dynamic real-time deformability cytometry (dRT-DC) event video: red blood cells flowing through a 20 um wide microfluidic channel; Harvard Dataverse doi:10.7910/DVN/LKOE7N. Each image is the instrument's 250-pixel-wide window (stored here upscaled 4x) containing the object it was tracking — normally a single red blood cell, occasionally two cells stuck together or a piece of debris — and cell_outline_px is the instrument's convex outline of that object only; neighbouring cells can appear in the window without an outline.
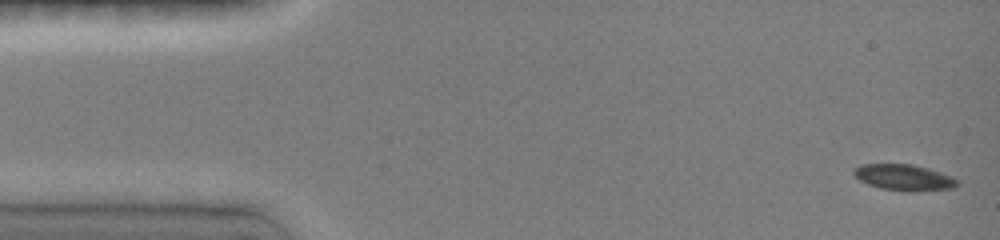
{"species": "common noctule bat (a hibernating species)", "species_latin": "Nyctalus noctula", "temperature_condition": "room temperature", "stored_images_in_passage": 67, "camera_frame_rate_fps": 3000, "um_per_image_px": 0.085, "animal": {"sex": "female", "body_mass_g": 19.0, "forearm_length_mm": 51.5}, "frame": {"image": 1, "passage_image": 3, "time_ms": 0.333, "image_size_px": [1000, 240], "cell_outline_px": [[960, 184], [956, 188], [912, 192], [880, 188], [868, 184], [860, 180], [852, 172], [852, 168], [860, 164], [912, 164], [928, 168], [952, 176]], "centroid_in_image_um": [76.84, 15.08], "position_along_channel_um": 8.2, "area_um2": 15.9}}
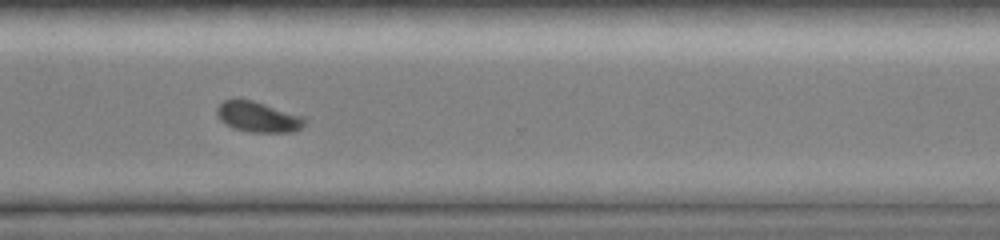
{"frame": {"image": 2, "passage_image": 50, "time_ms": 11.667, "image_size_px": [1000, 240], "cell_outline_px": [[308, 120], [300, 128], [292, 132], [252, 132], [236, 128], [224, 124], [220, 120], [216, 112], [216, 108], [224, 100], [252, 100], [304, 116]], "centroid_in_image_um": [21.96, 9.94], "position_along_channel_um": 348.6, "area_um2": 15.43}}
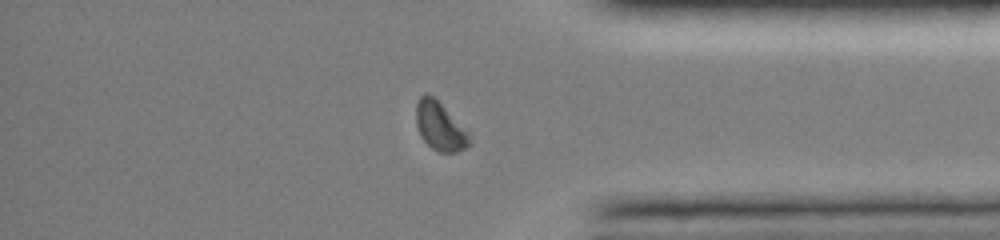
{"frame": {"image": 3, "passage_image": 55, "time_ms": 13.0, "image_size_px": [1000, 240], "cell_outline_px": [[472, 144], [456, 152], [440, 152], [432, 148], [420, 136], [416, 124], [416, 104], [420, 96], [424, 92], [432, 96], [468, 128], [472, 132]], "centroid_in_image_um": [37.46, 10.74], "position_along_channel_um": 397.7, "area_um2": 15.49}, "authors_computed_cell_mechanics": {"area_um2": 16.4152, "velocity_mm_per_s": 4.0458, "shape_relaxation_time_tau1_ms": 2.9815, "shape_relaxation_time_tau2_ms": null, "deformation_change_tau1": 0.1235, "deformation_change_tau2": null}}